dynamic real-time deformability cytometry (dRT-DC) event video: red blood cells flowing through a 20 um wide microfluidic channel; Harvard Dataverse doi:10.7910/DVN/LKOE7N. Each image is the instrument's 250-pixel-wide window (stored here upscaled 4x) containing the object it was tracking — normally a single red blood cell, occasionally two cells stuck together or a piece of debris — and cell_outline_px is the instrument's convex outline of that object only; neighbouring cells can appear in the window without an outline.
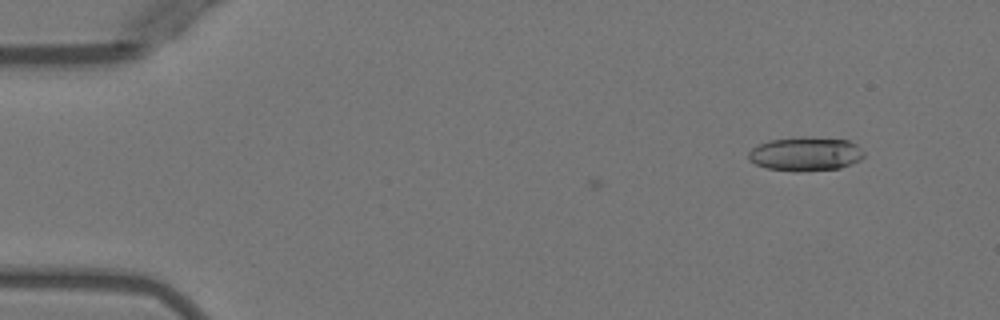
{"species": "Egyptian fruit bat (a non-hibernating species)", "species_latin": "Rousettus aegyptiacus", "temperature_condition": "warm", "stored_images_in_passage": 6, "camera_frame_rate_fps": 3000, "um_per_image_px": 0.085, "animal": {"sex": "female"}, "frame": {"image": 1, "passage_image": 6, "time_ms": 1.667, "image_size_px": [1000, 320], "cell_outline_px": [[864, 156], [860, 160], [840, 168], [768, 168], [756, 164], [748, 160], [748, 152], [752, 148], [768, 140], [800, 136], [812, 136], [848, 140], [856, 144], [864, 152]], "centroid_in_image_um": [68.48, 13.01], "position_along_channel_um": 16.5, "area_um2": 22.08}}